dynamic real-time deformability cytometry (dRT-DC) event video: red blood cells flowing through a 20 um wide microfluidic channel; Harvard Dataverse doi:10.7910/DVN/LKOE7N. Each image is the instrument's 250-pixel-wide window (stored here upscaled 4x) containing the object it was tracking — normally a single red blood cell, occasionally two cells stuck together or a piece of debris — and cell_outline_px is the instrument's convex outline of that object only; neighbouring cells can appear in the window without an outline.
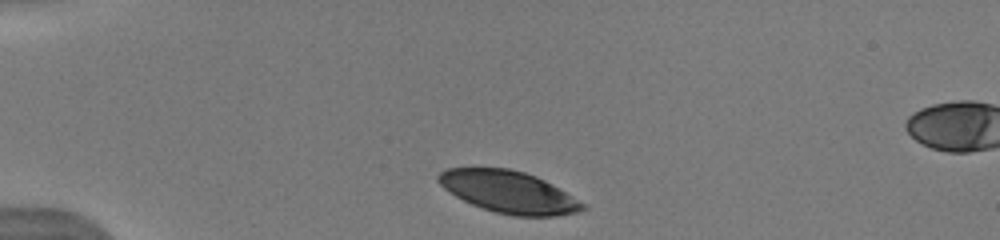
{"species": "human", "species_latin": "Homo sapiens", "temperature_condition": "warm", "stored_images_in_passage": 30, "camera_frame_rate_fps": 3000, "um_per_image_px": 0.085, "donor": {"sex": "male"}, "frame": {"image": 1, "passage_image": 1, "time_ms": 0.0, "image_size_px": [1000, 240], "cell_outline_px": [[588, 208], [580, 212], [556, 216], [512, 216], [496, 212], [472, 204], [456, 196], [444, 188], [436, 180], [436, 176], [440, 172], [448, 168], [472, 164], [508, 168], [524, 172], [536, 176], [544, 180], [584, 204]], "centroid_in_image_um": [43.16, 16.26], "position_along_channel_um": 41.8, "area_um2": 35.84}, "authors_computed_cell_mechanics": {"area_um2": 37.8012, "velocity_mm_per_s": 4.0278, "shape_relaxation_time_tau1_ms": 3.8471, "shape_relaxation_time_tau2_ms": null, "deformation_change_tau1": 0.1187, "deformation_change_tau2": null}}